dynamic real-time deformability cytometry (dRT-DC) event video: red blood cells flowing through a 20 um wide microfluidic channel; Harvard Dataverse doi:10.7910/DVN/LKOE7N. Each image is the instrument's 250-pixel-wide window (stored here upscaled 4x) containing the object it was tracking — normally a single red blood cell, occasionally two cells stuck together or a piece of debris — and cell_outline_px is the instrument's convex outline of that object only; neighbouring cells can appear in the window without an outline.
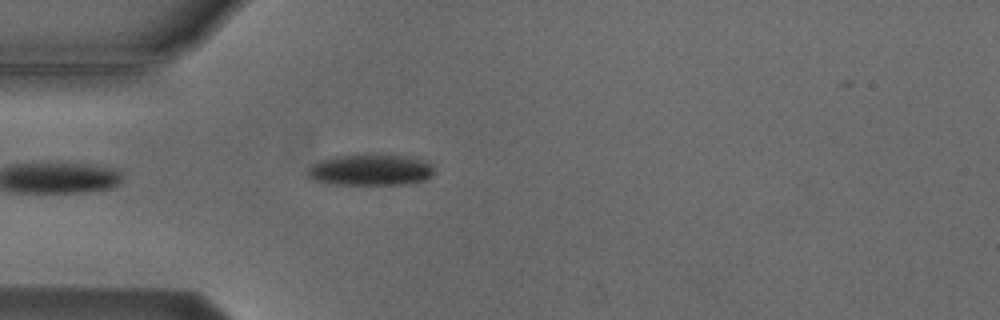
{"species": "Egyptian fruit bat (a non-hibernating species)", "species_latin": "Rousettus aegyptiacus", "temperature_condition": "cold", "stored_images_in_passage": 4, "camera_frame_rate_fps": 3000, "um_per_image_px": 0.085, "animal": {"sex": "male"}, "frame": {"image": 1, "passage_image": 4, "time_ms": 4.333, "image_size_px": [1000, 320], "cell_outline_px": [[436, 172], [432, 176], [424, 180], [408, 184], [328, 184], [312, 180], [304, 172], [308, 168], [320, 160], [336, 156], [404, 156], [420, 160], [432, 164]], "centroid_in_image_um": [31.47, 14.48], "position_along_channel_um": 53.5, "area_um2": 22.72}}